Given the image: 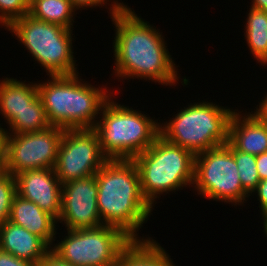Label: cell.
Returning a JSON list of instances; mask_svg holds the SVG:
<instances>
[{
  "instance_id": "1",
  "label": "cell",
  "mask_w": 267,
  "mask_h": 266,
  "mask_svg": "<svg viewBox=\"0 0 267 266\" xmlns=\"http://www.w3.org/2000/svg\"><path fill=\"white\" fill-rule=\"evenodd\" d=\"M132 10L126 5L110 17L115 28L112 42L114 77L122 81L144 79L175 87L181 79L177 71L179 66L166 46L165 36Z\"/></svg>"
},
{
  "instance_id": "2",
  "label": "cell",
  "mask_w": 267,
  "mask_h": 266,
  "mask_svg": "<svg viewBox=\"0 0 267 266\" xmlns=\"http://www.w3.org/2000/svg\"><path fill=\"white\" fill-rule=\"evenodd\" d=\"M95 175L98 185L97 206L102 223L118 228L131 240L152 238L138 234L154 208L142 194L134 162L108 160Z\"/></svg>"
},
{
  "instance_id": "3",
  "label": "cell",
  "mask_w": 267,
  "mask_h": 266,
  "mask_svg": "<svg viewBox=\"0 0 267 266\" xmlns=\"http://www.w3.org/2000/svg\"><path fill=\"white\" fill-rule=\"evenodd\" d=\"M79 75H55L44 82L37 81L51 126L65 130L94 128L103 106L114 94L108 86H93Z\"/></svg>"
},
{
  "instance_id": "4",
  "label": "cell",
  "mask_w": 267,
  "mask_h": 266,
  "mask_svg": "<svg viewBox=\"0 0 267 266\" xmlns=\"http://www.w3.org/2000/svg\"><path fill=\"white\" fill-rule=\"evenodd\" d=\"M114 95L101 110L94 130L109 160H132L147 150L160 134L159 123L144 112L121 105ZM157 121V122H156Z\"/></svg>"
},
{
  "instance_id": "5",
  "label": "cell",
  "mask_w": 267,
  "mask_h": 266,
  "mask_svg": "<svg viewBox=\"0 0 267 266\" xmlns=\"http://www.w3.org/2000/svg\"><path fill=\"white\" fill-rule=\"evenodd\" d=\"M194 159L191 151L170 143L160 134L147 150L132 159L139 173L142 194L152 207L162 194L192 187Z\"/></svg>"
},
{
  "instance_id": "6",
  "label": "cell",
  "mask_w": 267,
  "mask_h": 266,
  "mask_svg": "<svg viewBox=\"0 0 267 266\" xmlns=\"http://www.w3.org/2000/svg\"><path fill=\"white\" fill-rule=\"evenodd\" d=\"M187 106L181 107L173 118L159 123L162 137L194 155L229 141L230 120L236 109L205 100Z\"/></svg>"
},
{
  "instance_id": "7",
  "label": "cell",
  "mask_w": 267,
  "mask_h": 266,
  "mask_svg": "<svg viewBox=\"0 0 267 266\" xmlns=\"http://www.w3.org/2000/svg\"><path fill=\"white\" fill-rule=\"evenodd\" d=\"M6 29L24 45L46 75L79 73L73 52L74 29L40 21L29 14L13 21Z\"/></svg>"
},
{
  "instance_id": "8",
  "label": "cell",
  "mask_w": 267,
  "mask_h": 266,
  "mask_svg": "<svg viewBox=\"0 0 267 266\" xmlns=\"http://www.w3.org/2000/svg\"><path fill=\"white\" fill-rule=\"evenodd\" d=\"M192 187L198 195L211 201L240 205L250 194L242 187L231 143L195 155Z\"/></svg>"
},
{
  "instance_id": "9",
  "label": "cell",
  "mask_w": 267,
  "mask_h": 266,
  "mask_svg": "<svg viewBox=\"0 0 267 266\" xmlns=\"http://www.w3.org/2000/svg\"><path fill=\"white\" fill-rule=\"evenodd\" d=\"M51 251L73 266H115L119 254L131 241L118 228L101 225L95 228L66 230Z\"/></svg>"
},
{
  "instance_id": "10",
  "label": "cell",
  "mask_w": 267,
  "mask_h": 266,
  "mask_svg": "<svg viewBox=\"0 0 267 266\" xmlns=\"http://www.w3.org/2000/svg\"><path fill=\"white\" fill-rule=\"evenodd\" d=\"M64 130L50 126L32 133L5 134L4 171L15 176L25 170L54 169Z\"/></svg>"
},
{
  "instance_id": "11",
  "label": "cell",
  "mask_w": 267,
  "mask_h": 266,
  "mask_svg": "<svg viewBox=\"0 0 267 266\" xmlns=\"http://www.w3.org/2000/svg\"><path fill=\"white\" fill-rule=\"evenodd\" d=\"M109 159L93 129H66L61 138L55 173L61 184L93 176Z\"/></svg>"
},
{
  "instance_id": "12",
  "label": "cell",
  "mask_w": 267,
  "mask_h": 266,
  "mask_svg": "<svg viewBox=\"0 0 267 266\" xmlns=\"http://www.w3.org/2000/svg\"><path fill=\"white\" fill-rule=\"evenodd\" d=\"M96 175L62 184L61 213L57 223L65 230L95 228L103 225L97 206Z\"/></svg>"
},
{
  "instance_id": "13",
  "label": "cell",
  "mask_w": 267,
  "mask_h": 266,
  "mask_svg": "<svg viewBox=\"0 0 267 266\" xmlns=\"http://www.w3.org/2000/svg\"><path fill=\"white\" fill-rule=\"evenodd\" d=\"M15 179L17 195L36 203L43 211L59 219L62 184L54 169L25 170L15 175Z\"/></svg>"
},
{
  "instance_id": "14",
  "label": "cell",
  "mask_w": 267,
  "mask_h": 266,
  "mask_svg": "<svg viewBox=\"0 0 267 266\" xmlns=\"http://www.w3.org/2000/svg\"><path fill=\"white\" fill-rule=\"evenodd\" d=\"M233 113L229 125V142L239 151L259 155L267 152V122L253 111ZM243 112V114H242Z\"/></svg>"
},
{
  "instance_id": "15",
  "label": "cell",
  "mask_w": 267,
  "mask_h": 266,
  "mask_svg": "<svg viewBox=\"0 0 267 266\" xmlns=\"http://www.w3.org/2000/svg\"><path fill=\"white\" fill-rule=\"evenodd\" d=\"M0 249L36 266L51 251L40 237L9 220L0 224Z\"/></svg>"
},
{
  "instance_id": "16",
  "label": "cell",
  "mask_w": 267,
  "mask_h": 266,
  "mask_svg": "<svg viewBox=\"0 0 267 266\" xmlns=\"http://www.w3.org/2000/svg\"><path fill=\"white\" fill-rule=\"evenodd\" d=\"M8 220L40 237L50 248L57 238L55 235L59 234L56 231L59 227L57 220L52 215L17 194L13 198Z\"/></svg>"
},
{
  "instance_id": "17",
  "label": "cell",
  "mask_w": 267,
  "mask_h": 266,
  "mask_svg": "<svg viewBox=\"0 0 267 266\" xmlns=\"http://www.w3.org/2000/svg\"><path fill=\"white\" fill-rule=\"evenodd\" d=\"M0 80V114L8 125L16 116L29 107L38 96L37 82L26 83L4 77Z\"/></svg>"
},
{
  "instance_id": "18",
  "label": "cell",
  "mask_w": 267,
  "mask_h": 266,
  "mask_svg": "<svg viewBox=\"0 0 267 266\" xmlns=\"http://www.w3.org/2000/svg\"><path fill=\"white\" fill-rule=\"evenodd\" d=\"M115 266H176L155 239L131 240L119 254Z\"/></svg>"
},
{
  "instance_id": "19",
  "label": "cell",
  "mask_w": 267,
  "mask_h": 266,
  "mask_svg": "<svg viewBox=\"0 0 267 266\" xmlns=\"http://www.w3.org/2000/svg\"><path fill=\"white\" fill-rule=\"evenodd\" d=\"M249 7L244 25V39L257 64L265 66L267 65V11Z\"/></svg>"
},
{
  "instance_id": "20",
  "label": "cell",
  "mask_w": 267,
  "mask_h": 266,
  "mask_svg": "<svg viewBox=\"0 0 267 266\" xmlns=\"http://www.w3.org/2000/svg\"><path fill=\"white\" fill-rule=\"evenodd\" d=\"M75 11L70 0H30L29 15L33 18L73 29Z\"/></svg>"
},
{
  "instance_id": "21",
  "label": "cell",
  "mask_w": 267,
  "mask_h": 266,
  "mask_svg": "<svg viewBox=\"0 0 267 266\" xmlns=\"http://www.w3.org/2000/svg\"><path fill=\"white\" fill-rule=\"evenodd\" d=\"M50 126L42 100L38 96L28 108L17 114L8 124L9 129L4 128V132L5 134H25L45 130Z\"/></svg>"
},
{
  "instance_id": "22",
  "label": "cell",
  "mask_w": 267,
  "mask_h": 266,
  "mask_svg": "<svg viewBox=\"0 0 267 266\" xmlns=\"http://www.w3.org/2000/svg\"><path fill=\"white\" fill-rule=\"evenodd\" d=\"M231 152L234 155L242 187L251 194L260 182L257 172L256 155L241 152L232 144Z\"/></svg>"
},
{
  "instance_id": "23",
  "label": "cell",
  "mask_w": 267,
  "mask_h": 266,
  "mask_svg": "<svg viewBox=\"0 0 267 266\" xmlns=\"http://www.w3.org/2000/svg\"><path fill=\"white\" fill-rule=\"evenodd\" d=\"M16 194L15 176L4 171L0 175V224L8 221L12 201Z\"/></svg>"
},
{
  "instance_id": "24",
  "label": "cell",
  "mask_w": 267,
  "mask_h": 266,
  "mask_svg": "<svg viewBox=\"0 0 267 266\" xmlns=\"http://www.w3.org/2000/svg\"><path fill=\"white\" fill-rule=\"evenodd\" d=\"M30 0H0V26L6 28L15 20L29 14Z\"/></svg>"
},
{
  "instance_id": "25",
  "label": "cell",
  "mask_w": 267,
  "mask_h": 266,
  "mask_svg": "<svg viewBox=\"0 0 267 266\" xmlns=\"http://www.w3.org/2000/svg\"><path fill=\"white\" fill-rule=\"evenodd\" d=\"M71 3L73 4V6L77 9V10H83L87 8H97L98 6L102 7V6H108L109 12L108 15L110 14V17L112 15H114L115 13H118L119 11H121L125 6L126 3L124 4L123 2H119L118 0H113V1H109V0H70ZM107 2H111V4L107 3Z\"/></svg>"
},
{
  "instance_id": "26",
  "label": "cell",
  "mask_w": 267,
  "mask_h": 266,
  "mask_svg": "<svg viewBox=\"0 0 267 266\" xmlns=\"http://www.w3.org/2000/svg\"><path fill=\"white\" fill-rule=\"evenodd\" d=\"M257 194V195H256ZM257 196L259 201L260 216L267 213V179L261 180L250 196Z\"/></svg>"
},
{
  "instance_id": "27",
  "label": "cell",
  "mask_w": 267,
  "mask_h": 266,
  "mask_svg": "<svg viewBox=\"0 0 267 266\" xmlns=\"http://www.w3.org/2000/svg\"><path fill=\"white\" fill-rule=\"evenodd\" d=\"M0 266H36L35 264L19 259L0 249Z\"/></svg>"
},
{
  "instance_id": "28",
  "label": "cell",
  "mask_w": 267,
  "mask_h": 266,
  "mask_svg": "<svg viewBox=\"0 0 267 266\" xmlns=\"http://www.w3.org/2000/svg\"><path fill=\"white\" fill-rule=\"evenodd\" d=\"M38 266H73L62 261L57 255L50 251Z\"/></svg>"
},
{
  "instance_id": "29",
  "label": "cell",
  "mask_w": 267,
  "mask_h": 266,
  "mask_svg": "<svg viewBox=\"0 0 267 266\" xmlns=\"http://www.w3.org/2000/svg\"><path fill=\"white\" fill-rule=\"evenodd\" d=\"M256 165L260 181L267 179V152L256 155Z\"/></svg>"
},
{
  "instance_id": "30",
  "label": "cell",
  "mask_w": 267,
  "mask_h": 266,
  "mask_svg": "<svg viewBox=\"0 0 267 266\" xmlns=\"http://www.w3.org/2000/svg\"><path fill=\"white\" fill-rule=\"evenodd\" d=\"M265 94L266 96L264 95V99L255 107L254 113L264 122H267V92Z\"/></svg>"
},
{
  "instance_id": "31",
  "label": "cell",
  "mask_w": 267,
  "mask_h": 266,
  "mask_svg": "<svg viewBox=\"0 0 267 266\" xmlns=\"http://www.w3.org/2000/svg\"><path fill=\"white\" fill-rule=\"evenodd\" d=\"M251 7L267 11V0H252Z\"/></svg>"
},
{
  "instance_id": "32",
  "label": "cell",
  "mask_w": 267,
  "mask_h": 266,
  "mask_svg": "<svg viewBox=\"0 0 267 266\" xmlns=\"http://www.w3.org/2000/svg\"><path fill=\"white\" fill-rule=\"evenodd\" d=\"M2 127L3 126H1L0 123V157H3L4 136H5L4 128Z\"/></svg>"
},
{
  "instance_id": "33",
  "label": "cell",
  "mask_w": 267,
  "mask_h": 266,
  "mask_svg": "<svg viewBox=\"0 0 267 266\" xmlns=\"http://www.w3.org/2000/svg\"><path fill=\"white\" fill-rule=\"evenodd\" d=\"M261 219L263 220L262 221L263 223H261V224H263V227H264L263 231L265 233V237H267V213L262 215Z\"/></svg>"
},
{
  "instance_id": "34",
  "label": "cell",
  "mask_w": 267,
  "mask_h": 266,
  "mask_svg": "<svg viewBox=\"0 0 267 266\" xmlns=\"http://www.w3.org/2000/svg\"><path fill=\"white\" fill-rule=\"evenodd\" d=\"M4 172L3 157H0V175Z\"/></svg>"
}]
</instances>
